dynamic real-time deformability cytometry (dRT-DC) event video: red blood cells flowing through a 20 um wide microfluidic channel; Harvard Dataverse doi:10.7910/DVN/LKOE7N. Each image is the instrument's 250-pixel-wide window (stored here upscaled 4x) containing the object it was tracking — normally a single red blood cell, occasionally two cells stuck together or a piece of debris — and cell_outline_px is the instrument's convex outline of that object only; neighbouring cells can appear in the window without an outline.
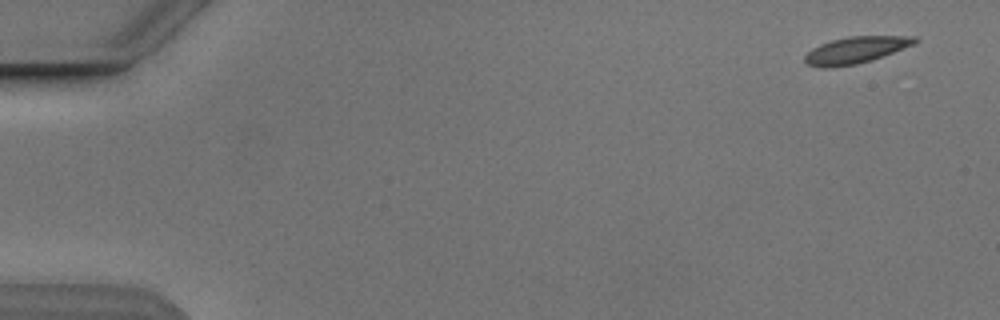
{"species": "Egyptian fruit bat (a non-hibernating species)", "species_latin": "Rousettus aegyptiacus", "temperature_condition": "cold", "stored_images_in_passage": 4, "camera_frame_rate_fps": 3000, "um_per_image_px": 0.085, "animal": {"sex": "male"}, "frame": {"image": 1, "passage_image": 1, "time_ms": 0.0, "image_size_px": [1000, 320], "cell_outline_px": [[920, 40], [912, 44], [872, 60], [856, 64], [828, 68], [820, 68], [808, 64], [804, 60], [804, 56], [812, 48], [820, 44], [832, 40], [848, 36], [916, 36]], "centroid_in_image_um": [72.7, 4.25], "position_along_channel_um": 12.3, "area_um2": 16.94}}